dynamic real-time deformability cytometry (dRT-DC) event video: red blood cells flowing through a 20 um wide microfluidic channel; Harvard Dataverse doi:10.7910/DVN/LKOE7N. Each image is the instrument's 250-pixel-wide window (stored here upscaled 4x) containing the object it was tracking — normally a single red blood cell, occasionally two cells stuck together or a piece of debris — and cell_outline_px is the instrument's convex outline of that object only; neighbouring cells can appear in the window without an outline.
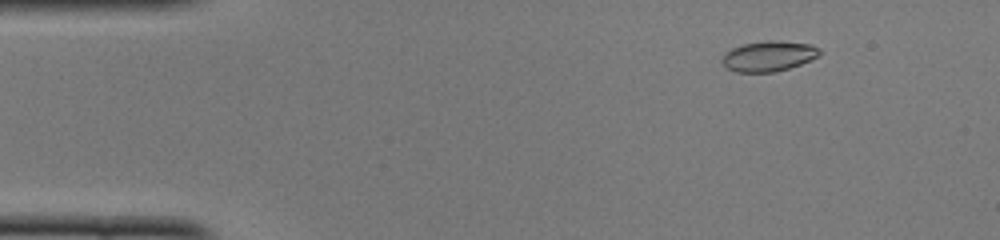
{"species": "common noctule bat (a hibernating species)", "species_latin": "Nyctalus noctula", "temperature_condition": "cold", "stored_images_in_passage": 50, "camera_frame_rate_fps": 3000, "um_per_image_px": 0.085, "animal": {"sex": "female", "body_mass_g": 22.0, "forearm_length_mm": 56.7}, "frame": {"image": 1, "passage_image": 6, "time_ms": 1.667, "image_size_px": [1000, 240], "cell_outline_px": [[820, 56], [800, 64], [776, 72], [736, 72], [724, 68], [720, 60], [732, 48], [744, 44], [768, 40], [776, 40], [812, 44], [820, 48]], "centroid_in_image_um": [65.34, 4.77], "position_along_channel_um": 19.7, "area_um2": 17.34}}
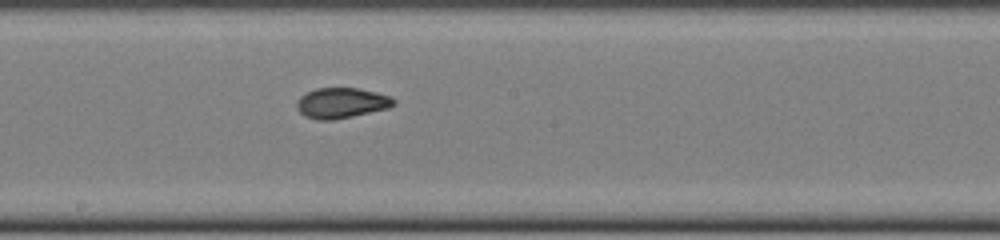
{"frame": {"image": 2, "passage_image": 27, "time_ms": 8.667, "image_size_px": [1000, 240], "cell_outline_px": [[396, 104], [388, 108], [336, 120], [316, 120], [304, 116], [300, 112], [296, 104], [300, 96], [316, 88], [356, 88], [376, 92], [392, 96], [396, 100]], "centroid_in_image_um": [29.05, 8.76], "position_along_channel_um": 219.2, "area_um2": 17.28}}
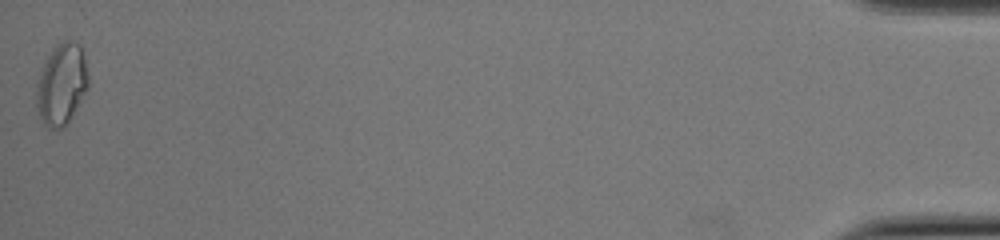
{"frame": {"image": 3, "passage_image": 50, "time_ms": 16.333, "image_size_px": [1000, 240], "cell_outline_px": [[88, 88], [68, 120], [60, 128], [48, 128], [44, 124], [40, 116], [36, 104], [36, 84], [44, 64], [48, 56], [56, 44], [60, 40], [72, 40], [80, 44], [84, 52], [88, 76]], "centroid_in_image_um": [5.24, 7.1], "position_along_channel_um": 430.0, "area_um2": 24.33}, "authors_computed_cell_mechanics": {"area_um2": 17.34, "velocity_mm_per_s": 3.9897, "shape_relaxation_time_tau1_ms": null, "shape_relaxation_time_tau2_ms": 1.1276, "deformation_change_tau1": null, "deformation_change_tau2": 0.054}}